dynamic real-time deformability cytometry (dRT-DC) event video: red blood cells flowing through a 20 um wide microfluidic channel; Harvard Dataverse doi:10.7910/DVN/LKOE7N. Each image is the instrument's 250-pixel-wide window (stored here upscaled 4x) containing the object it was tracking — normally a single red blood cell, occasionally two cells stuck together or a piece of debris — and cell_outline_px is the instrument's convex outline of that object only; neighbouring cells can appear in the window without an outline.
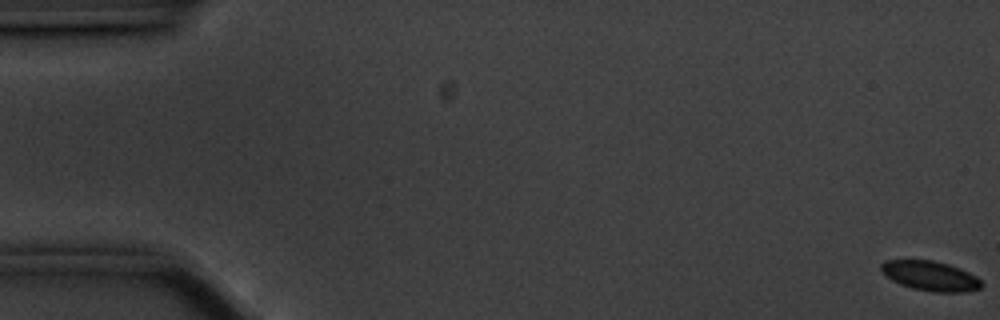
{"species": "common noctule bat (a hibernating species)", "species_latin": "Nyctalus noctula", "temperature_condition": "cold", "stored_images_in_passage": 18, "camera_frame_rate_fps": 3000, "um_per_image_px": 0.085, "animal": {"sex": "male", "body_mass_g": 20.1, "forearm_length_mm": 53.5}, "frame": {"image": 1, "passage_image": 1, "time_ms": 0.0, "image_size_px": [1000, 320], "cell_outline_px": [[984, 284], [980, 288], [964, 292], [936, 292], [912, 288], [900, 284], [892, 280], [880, 272], [880, 264], [884, 260], [932, 260], [948, 264], [960, 268], [976, 276]], "centroid_in_image_um": [79.06, 23.44], "position_along_channel_um": 5.9, "area_um2": 17.46}}